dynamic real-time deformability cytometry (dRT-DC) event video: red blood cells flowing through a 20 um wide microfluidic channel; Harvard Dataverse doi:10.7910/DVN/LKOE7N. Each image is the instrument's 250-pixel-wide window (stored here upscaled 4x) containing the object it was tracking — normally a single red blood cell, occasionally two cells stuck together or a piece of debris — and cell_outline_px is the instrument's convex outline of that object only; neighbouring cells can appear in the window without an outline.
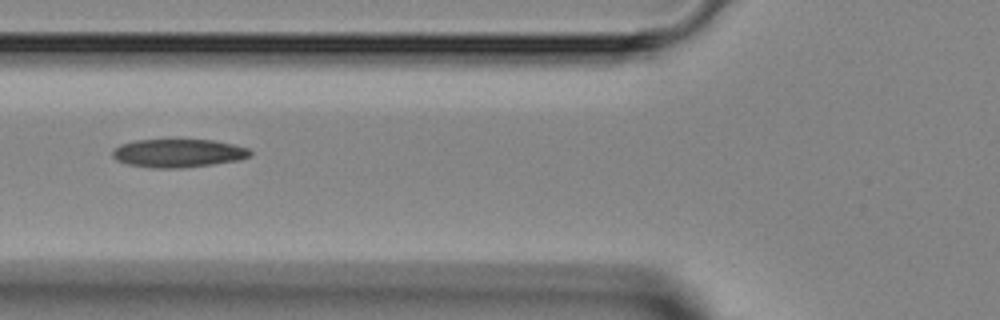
{"species": "Egyptian fruit bat (a non-hibernating species)", "species_latin": "Rousettus aegyptiacus", "temperature_condition": "room temperature", "stored_images_in_passage": 7, "segment_of_instrument_passage": [1, 2], "camera_frame_rate_fps": 3000, "um_per_image_px": 0.085, "animal": {"sex": "female"}, "frame": {"image": 1, "passage_image": 4, "time_ms": 4.0, "image_size_px": [1000, 320], "cell_outline_px": [[252, 156], [240, 160], [212, 164], [180, 168], [152, 168], [128, 164], [116, 160], [112, 156], [112, 152], [120, 144], [136, 140], [212, 140], [232, 144], [248, 148], [252, 152]], "centroid_in_image_um": [15.16, 13.02], "position_along_channel_um": 110.6, "area_um2": 22.66}}